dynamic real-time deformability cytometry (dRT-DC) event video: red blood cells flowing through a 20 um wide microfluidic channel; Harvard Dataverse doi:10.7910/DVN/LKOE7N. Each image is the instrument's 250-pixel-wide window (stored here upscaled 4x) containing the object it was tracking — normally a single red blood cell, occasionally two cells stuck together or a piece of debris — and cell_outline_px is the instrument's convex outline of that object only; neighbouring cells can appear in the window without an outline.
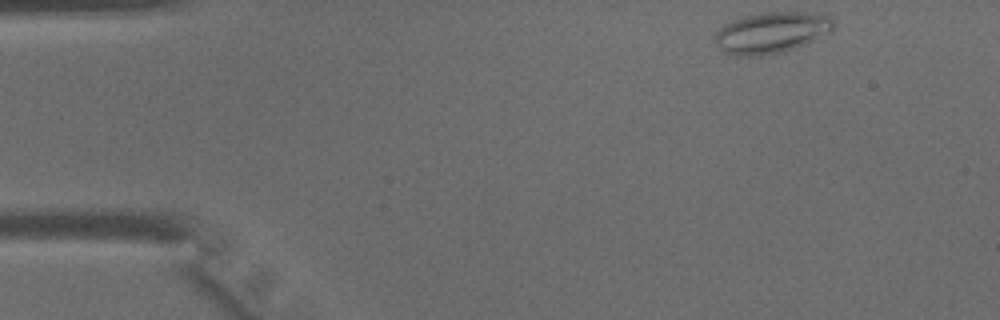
{"species": "common noctule bat (a hibernating species)", "species_latin": "Nyctalus noctula", "temperature_condition": "warm", "stored_images_in_passage": 40, "camera_frame_rate_fps": 3000, "um_per_image_px": 0.085, "animal": {"sex": "male", "body_mass_g": 15.6}, "frame": {"image": 1, "passage_image": 1, "time_ms": 0.0, "image_size_px": [1000, 320], "cell_outline_px": [[832, 28], [828, 32], [804, 44], [784, 52], [760, 56], [736, 56], [724, 52], [716, 44], [716, 32], [724, 24], [732, 20], [744, 16], [760, 12], [804, 12], [828, 16], [832, 20]], "centroid_in_image_um": [65.51, 2.78], "position_along_channel_um": 19.5, "area_um2": 28.09}}
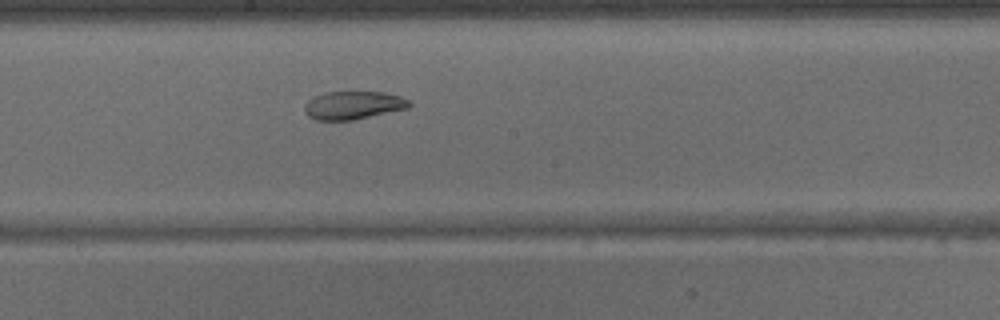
{"frame": {"image": 2, "passage_image": 20, "time_ms": 6.333, "image_size_px": [1000, 320], "cell_outline_px": [[412, 104], [408, 108], [352, 120], [316, 120], [308, 116], [304, 112], [304, 104], [312, 96], [324, 92], [384, 92], [400, 96], [408, 100]], "centroid_in_image_um": [29.98, 8.94], "position_along_channel_um": 218.2, "area_um2": 17.22}}
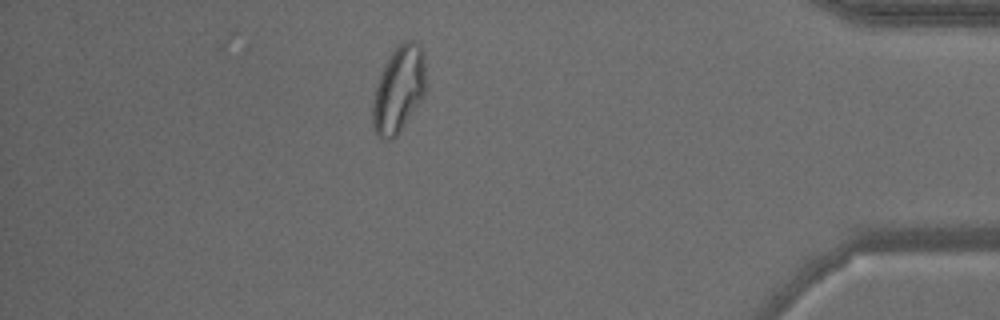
{"frame": {"image": 3, "passage_image": 35, "time_ms": 11.333, "image_size_px": [1000, 320], "cell_outline_px": [[428, 88], [424, 96], [396, 136], [392, 140], [380, 140], [376, 136], [372, 124], [372, 104], [376, 84], [392, 52], [404, 40], [412, 40], [424, 52]], "centroid_in_image_um": [33.91, 7.64], "position_along_channel_um": 401.3, "area_um2": 27.11}}